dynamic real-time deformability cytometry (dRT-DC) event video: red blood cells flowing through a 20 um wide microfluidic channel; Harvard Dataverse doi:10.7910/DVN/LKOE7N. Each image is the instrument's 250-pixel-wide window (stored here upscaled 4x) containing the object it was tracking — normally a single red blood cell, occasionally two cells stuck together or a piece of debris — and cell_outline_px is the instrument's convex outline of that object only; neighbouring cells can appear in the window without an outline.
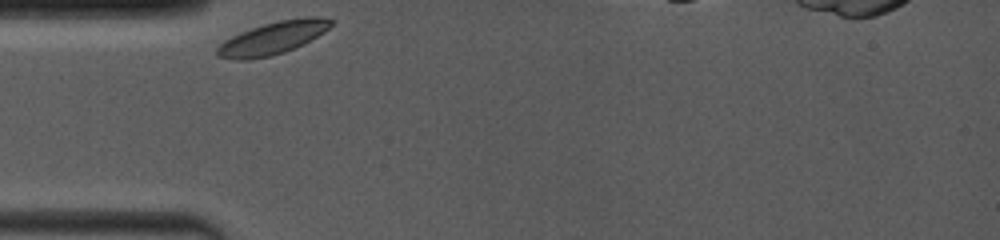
{"species": "common noctule bat (a hibernating species)", "species_latin": "Nyctalus noctula", "temperature_condition": "room temperature", "stored_images_in_passage": 2, "camera_frame_rate_fps": 4000, "um_per_image_px": 0.085, "animal": {"sex": "female", "body_mass_g": 19.0, "forearm_length_mm": 53.3}, "frame": {"image": 1, "passage_image": 1, "time_ms": 0.0, "image_size_px": [1000, 240], "cell_outline_px": [[336, 20], [324, 32], [304, 44], [284, 52], [272, 56], [248, 60], [236, 60], [216, 56], [216, 48], [224, 40], [232, 36], [252, 28], [264, 24], [280, 20], [304, 16], [312, 16]], "centroid_in_image_um": [23.19, 3.24], "position_along_channel_um": 61.8, "area_um2": 21.68}}